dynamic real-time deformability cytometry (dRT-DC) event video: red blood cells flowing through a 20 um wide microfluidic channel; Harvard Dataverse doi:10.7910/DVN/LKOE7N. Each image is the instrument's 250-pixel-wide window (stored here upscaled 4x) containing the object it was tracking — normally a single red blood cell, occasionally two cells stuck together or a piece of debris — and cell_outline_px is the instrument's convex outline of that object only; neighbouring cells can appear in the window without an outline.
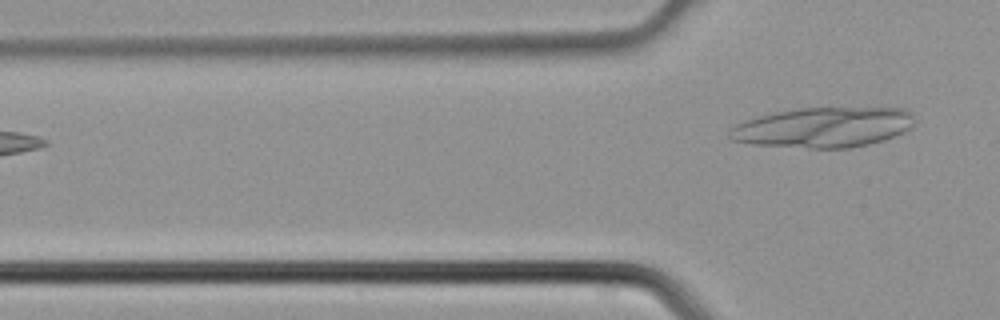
{"species": "common noctule bat (a hibernating species)", "species_latin": "Nyctalus noctula", "temperature_condition": "cold", "stored_images_in_passage": 3, "camera_frame_rate_fps": 3000, "um_per_image_px": 0.085, "animal": {"sex": "male", "body_mass_g": 21.5, "forearm_length_mm": 52.0}, "frame": {"image": 1, "passage_image": 3, "time_ms": 0.667, "image_size_px": [1000, 320], "cell_outline_px": [[912, 124], [908, 128], [884, 140], [852, 148], [812, 148], [752, 144], [732, 140], [728, 136], [728, 132], [736, 124], [744, 120], [756, 116], [776, 112], [800, 108], [904, 108], [912, 116]], "centroid_in_image_um": [69.92, 10.83], "position_along_channel_um": 55.9, "area_um2": 42.89}}